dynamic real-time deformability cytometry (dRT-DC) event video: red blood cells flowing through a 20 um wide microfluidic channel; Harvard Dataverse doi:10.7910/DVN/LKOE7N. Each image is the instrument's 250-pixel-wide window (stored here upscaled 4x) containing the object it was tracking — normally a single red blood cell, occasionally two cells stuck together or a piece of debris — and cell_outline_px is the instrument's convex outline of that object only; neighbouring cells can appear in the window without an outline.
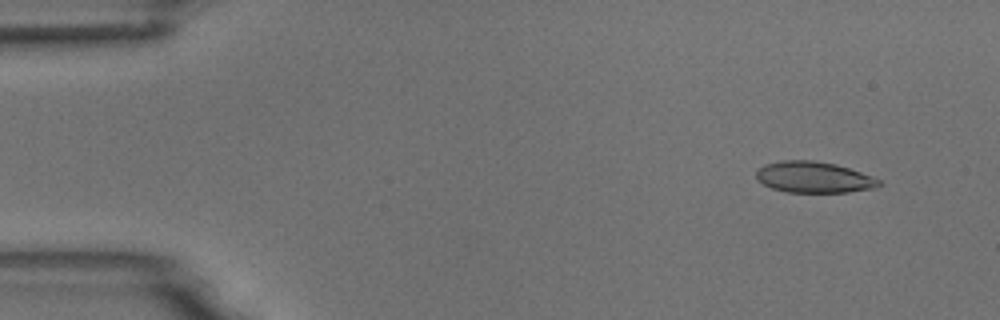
{"species": "common noctule bat (a hibernating species)", "species_latin": "Nyctalus noctula", "temperature_condition": "room temperature", "stored_images_in_passage": 55, "camera_frame_rate_fps": 3000, "um_per_image_px": 0.085, "animal": {"sex": "male", "body_mass_g": 18.8}, "frame": {"image": 1, "passage_image": 5, "time_ms": 1.333, "image_size_px": [1000, 320], "cell_outline_px": [[880, 184], [876, 188], [848, 192], [784, 192], [772, 188], [764, 184], [756, 176], [756, 172], [764, 164], [784, 160], [816, 160], [836, 164], [872, 176], [880, 180]], "centroid_in_image_um": [69.18, 15.06], "position_along_channel_um": 15.8, "area_um2": 22.2}}
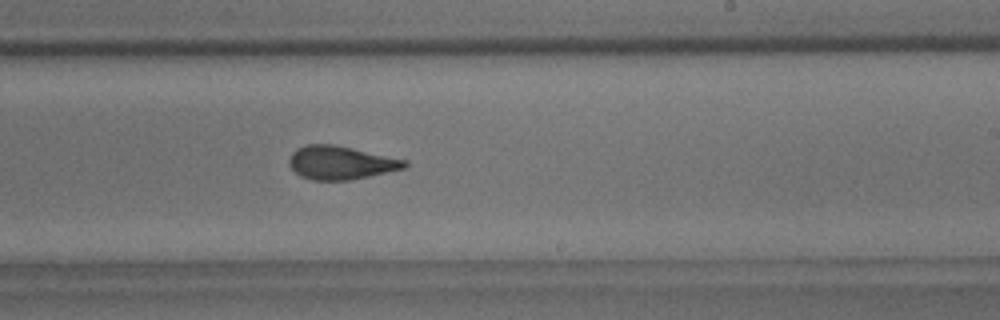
{"frame": {"image": 2, "passage_image": 33, "time_ms": 10.667, "image_size_px": [1000, 320], "cell_outline_px": [[408, 168], [348, 180], [312, 180], [300, 176], [288, 164], [288, 160], [292, 152], [296, 148], [304, 144], [336, 144], [408, 160]], "centroid_in_image_um": [28.97, 13.81], "position_along_channel_um": 260.0, "area_um2": 22.77}}
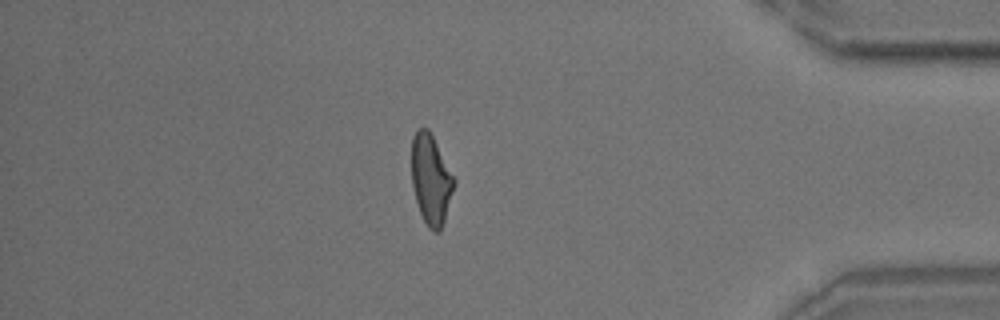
{"frame": {"image": 3, "passage_image": 47, "time_ms": 15.333, "image_size_px": [1000, 320], "cell_outline_px": [[456, 180], [444, 220], [440, 232], [432, 232], [428, 228], [420, 212], [416, 200], [412, 184], [412, 136], [416, 128], [428, 128]], "centroid_in_image_um": [36.62, 15.24], "position_along_channel_um": 398.6, "area_um2": 22.08}, "authors_computed_cell_mechanics": {"area_um2": 22.7732, "velocity_mm_per_s": 3.717, "shape_relaxation_time_tau1_ms": 6.5752, "shape_relaxation_time_tau2_ms": 1.4451, "deformation_change_tau1": 0.1935, "deformation_change_tau2": 0.0949}}